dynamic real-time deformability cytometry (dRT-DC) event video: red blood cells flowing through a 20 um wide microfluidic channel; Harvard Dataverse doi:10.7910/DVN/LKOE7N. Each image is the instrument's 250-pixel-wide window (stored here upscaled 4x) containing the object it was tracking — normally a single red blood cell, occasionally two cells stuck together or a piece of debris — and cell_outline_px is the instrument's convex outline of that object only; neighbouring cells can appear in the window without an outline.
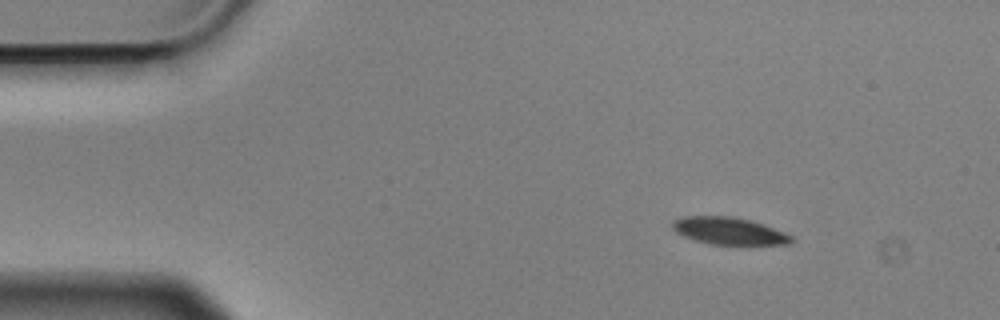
{"species": "Egyptian fruit bat (a non-hibernating species)", "species_latin": "Rousettus aegyptiacus", "temperature_condition": "cold", "stored_images_in_passage": 50, "camera_frame_rate_fps": 3000, "um_per_image_px": 0.085, "animal": {"sex": "male"}, "frame": {"image": 1, "passage_image": 1, "time_ms": 0.0, "image_size_px": [1000, 320], "cell_outline_px": [[792, 240], [788, 244], [712, 244], [696, 240], [684, 236], [676, 232], [672, 228], [672, 224], [676, 220], [684, 216], [732, 216], [748, 220], [784, 232], [792, 236]], "centroid_in_image_um": [61.93, 19.62], "position_along_channel_um": 23.1, "area_um2": 18.32}}
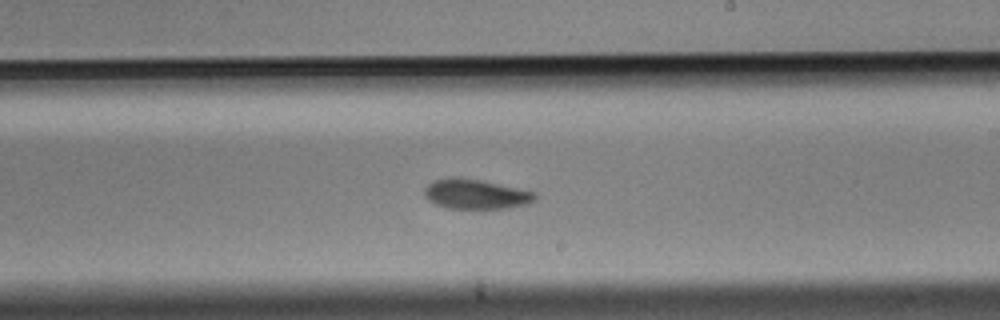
{"frame": {"image": 2, "passage_image": 26, "time_ms": 8.333, "image_size_px": [1000, 320], "cell_outline_px": [[536, 200], [528, 204], [508, 208], [448, 208], [436, 204], [428, 200], [424, 196], [424, 188], [432, 180], [452, 176], [480, 180], [536, 192]], "centroid_in_image_um": [40.42, 16.49], "position_along_channel_um": 248.6, "area_um2": 19.25}}
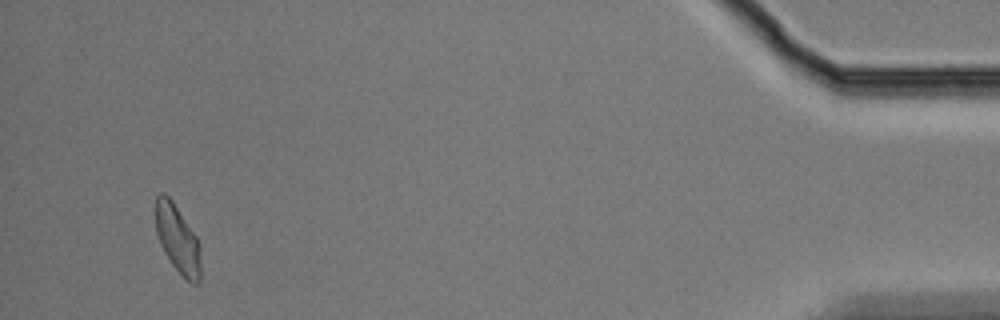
{"frame": {"image": 3, "passage_image": 47, "time_ms": 15.333, "image_size_px": [1000, 320], "cell_outline_px": [[200, 280], [196, 284], [192, 284], [172, 264], [164, 252], [160, 244], [156, 232], [156, 196], [160, 192], [164, 192], [172, 200], [196, 236], [200, 244]], "centroid_in_image_um": [15.09, 20.3], "position_along_channel_um": 420.1, "area_um2": 17.69}, "authors_computed_cell_mechanics": {"area_um2": 19.0162, "velocity_mm_per_s": 3.5578, "shape_relaxation_time_tau1_ms": 4.668, "shape_relaxation_time_tau2_ms": 7.031, "deformation_change_tau1": 0.1024, "deformation_change_tau2": 0.1328}}